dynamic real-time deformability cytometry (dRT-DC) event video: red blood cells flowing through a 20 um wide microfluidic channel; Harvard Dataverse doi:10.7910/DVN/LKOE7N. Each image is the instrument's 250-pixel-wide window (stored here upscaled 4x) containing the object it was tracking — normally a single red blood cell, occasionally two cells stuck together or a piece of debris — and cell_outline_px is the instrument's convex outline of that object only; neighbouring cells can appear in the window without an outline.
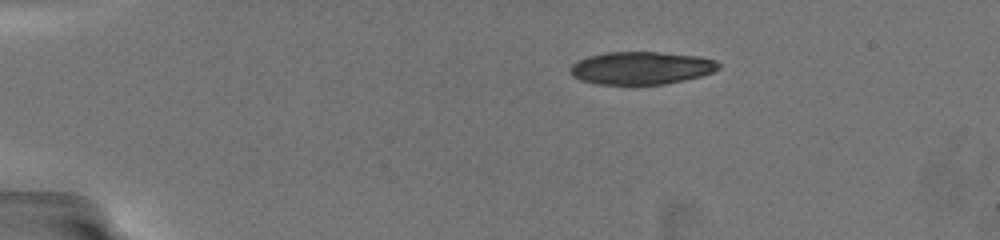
{"species": "common noctule bat (a hibernating species)", "species_latin": "Nyctalus noctula", "temperature_condition": "warm", "stored_images_in_passage": 14, "camera_frame_rate_fps": 3000, "um_per_image_px": 0.085, "animal": {"sex": "female", "body_mass_g": 19.5, "forearm_length_mm": 54.1}, "frame": {"image": 1, "passage_image": 1, "time_ms": 0.0, "image_size_px": [1000, 240], "cell_outline_px": [[720, 68], [712, 72], [700, 76], [684, 80], [664, 84], [632, 88], [596, 84], [580, 80], [572, 76], [568, 72], [572, 64], [588, 56], [608, 52], [656, 52], [700, 56], [716, 60], [720, 64]], "centroid_in_image_um": [54.47, 5.83], "position_along_channel_um": 30.5, "area_um2": 29.3}}